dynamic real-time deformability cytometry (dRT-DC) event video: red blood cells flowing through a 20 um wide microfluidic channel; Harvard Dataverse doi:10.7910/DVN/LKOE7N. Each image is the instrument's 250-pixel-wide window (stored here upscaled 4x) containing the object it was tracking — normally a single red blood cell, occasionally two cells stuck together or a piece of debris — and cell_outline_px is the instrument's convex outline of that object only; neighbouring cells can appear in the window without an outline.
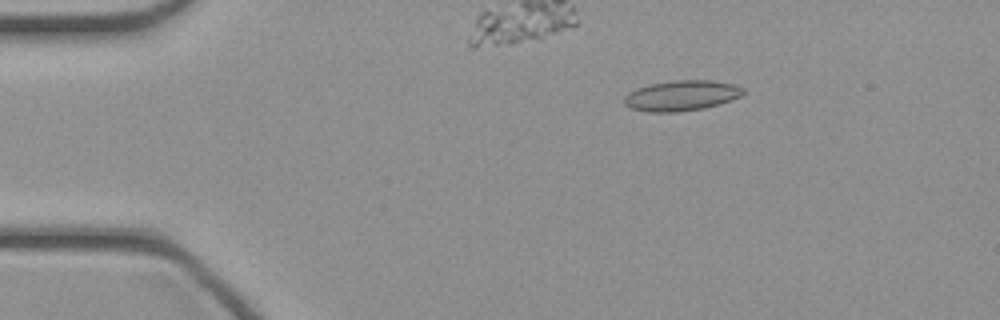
{"species": "common noctule bat (a hibernating species)", "species_latin": "Nyctalus noctula", "temperature_condition": "cold", "stored_images_in_passage": 46, "camera_frame_rate_fps": 3000, "um_per_image_px": 0.085, "animal": {"sex": "female", "body_mass_g": 21.9}, "frame": {"image": 1, "passage_image": 8, "time_ms": 2.333, "image_size_px": [1000, 320], "cell_outline_px": [[744, 92], [740, 96], [732, 100], [720, 104], [704, 108], [680, 112], [648, 112], [632, 108], [624, 104], [624, 96], [628, 92], [636, 88], [648, 84], [672, 80], [712, 80], [736, 84], [744, 88]], "centroid_in_image_um": [57.93, 8.12], "position_along_channel_um": 27.1, "area_um2": 21.39}}
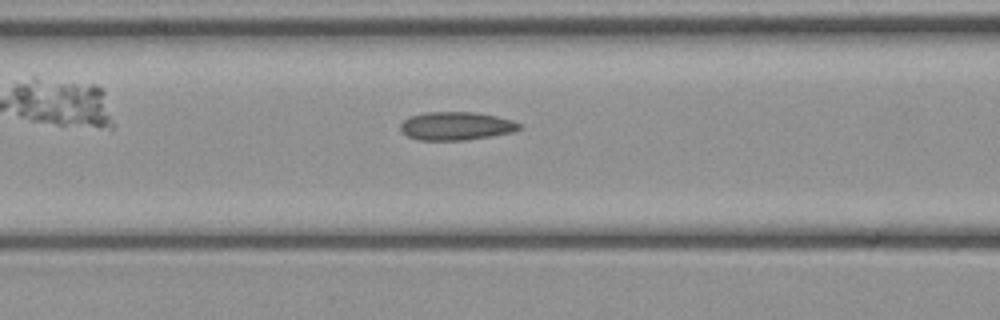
{"frame": {"image": 2, "passage_image": 19, "time_ms": 6.0, "image_size_px": [1000, 320], "cell_outline_px": [[520, 128], [512, 132], [492, 136], [464, 140], [420, 140], [408, 136], [400, 132], [400, 124], [408, 116], [424, 112], [476, 112], [496, 116], [512, 120], [520, 124]], "centroid_in_image_um": [38.73, 10.7], "position_along_channel_um": 127.9, "area_um2": 19.65}}
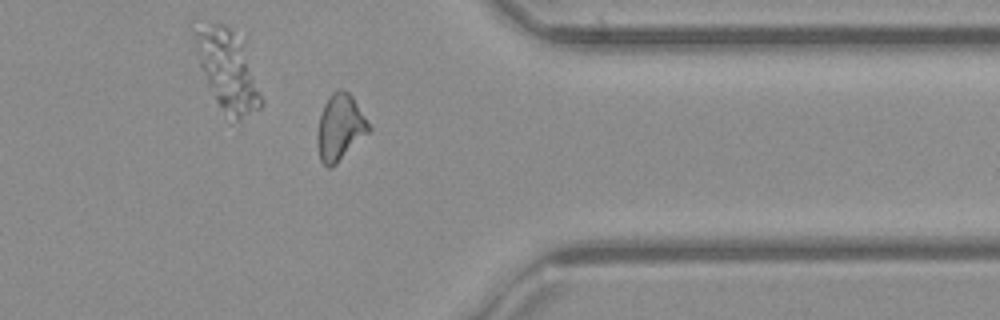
{"frame": {"image": 3, "passage_image": 37, "time_ms": 12.0, "image_size_px": [1000, 320], "cell_outline_px": [[372, 128], [332, 168], [328, 168], [320, 160], [316, 144], [316, 136], [320, 116], [324, 104], [332, 92], [340, 88], [348, 92], [352, 96]], "centroid_in_image_um": [28.87, 10.84], "position_along_channel_um": 382.5, "area_um2": 19.71}}